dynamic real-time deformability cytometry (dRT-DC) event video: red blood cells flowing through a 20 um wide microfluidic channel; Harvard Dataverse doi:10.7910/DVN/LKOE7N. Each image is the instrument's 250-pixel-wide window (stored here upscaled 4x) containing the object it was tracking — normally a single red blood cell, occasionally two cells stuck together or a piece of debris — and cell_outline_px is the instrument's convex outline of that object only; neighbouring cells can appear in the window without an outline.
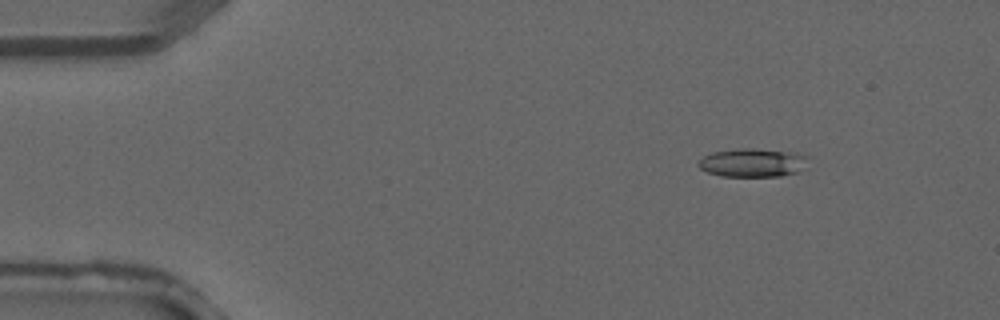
{"species": "common noctule bat (a hibernating species)", "species_latin": "Nyctalus noctula", "temperature_condition": "warm", "stored_images_in_passage": 3, "camera_frame_rate_fps": 3000, "um_per_image_px": 0.085, "animal": {"sex": "male", "forearm_length_mm": 52.5}, "frame": {"image": 1, "passage_image": 1, "time_ms": 0.0, "image_size_px": [1000, 320], "cell_outline_px": [[808, 156], [800, 172], [780, 176], [720, 176], [708, 172], [700, 168], [696, 164], [704, 156], [712, 152], [740, 148], [752, 148], [796, 152]], "centroid_in_image_um": [63.97, 13.82], "position_along_channel_um": 21.0, "area_um2": 18.26}}
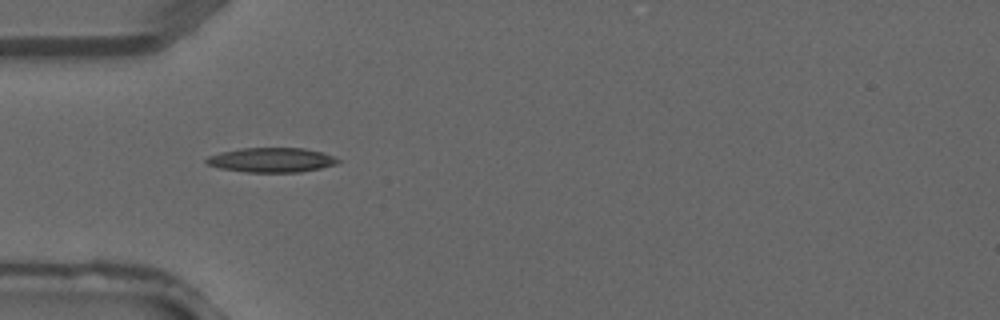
{"frame": {"image": 2, "passage_image": 3, "time_ms": 0.667, "image_size_px": [1000, 320], "cell_outline_px": [[340, 160], [336, 164], [320, 168], [300, 172], [248, 172], [220, 168], [208, 164], [204, 160], [208, 156], [220, 152], [240, 148], [304, 148], [320, 152], [332, 156]], "centroid_in_image_um": [23.05, 13.59], "position_along_channel_um": 62.0, "area_um2": 18.67}}